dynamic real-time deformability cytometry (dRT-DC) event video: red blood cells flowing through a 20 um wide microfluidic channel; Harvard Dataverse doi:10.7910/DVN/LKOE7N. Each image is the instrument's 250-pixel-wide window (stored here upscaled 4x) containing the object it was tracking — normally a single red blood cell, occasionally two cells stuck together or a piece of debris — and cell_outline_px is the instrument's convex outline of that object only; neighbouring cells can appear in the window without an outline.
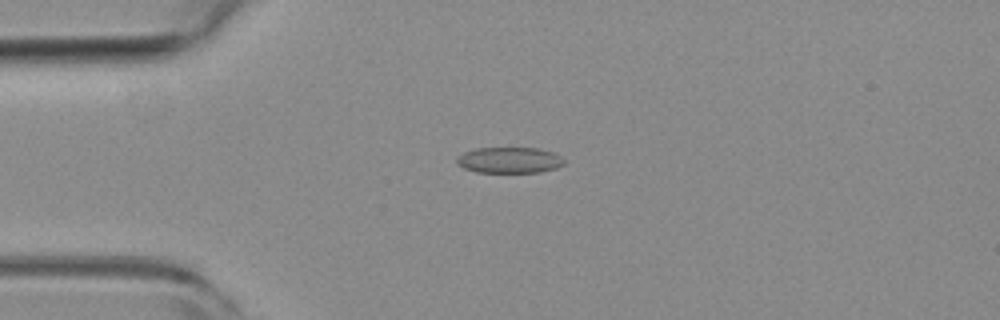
{"species": "common noctule bat (a hibernating species)", "species_latin": "Nyctalus noctula", "temperature_condition": "room temperature", "stored_images_in_passage": 54, "camera_frame_rate_fps": 3000, "um_per_image_px": 0.085, "animal": {"sex": "female", "body_mass_g": 19.3, "forearm_length_mm": 54.1}, "frame": {"image": 1, "passage_image": 13, "time_ms": 4.0, "image_size_px": [1000, 320], "cell_outline_px": [[564, 164], [556, 168], [540, 172], [476, 172], [464, 168], [456, 164], [456, 156], [464, 152], [476, 148], [540, 148], [552, 152], [560, 156], [564, 160]], "centroid_in_image_um": [43.27, 13.61], "position_along_channel_um": 41.7, "area_um2": 16.3}}
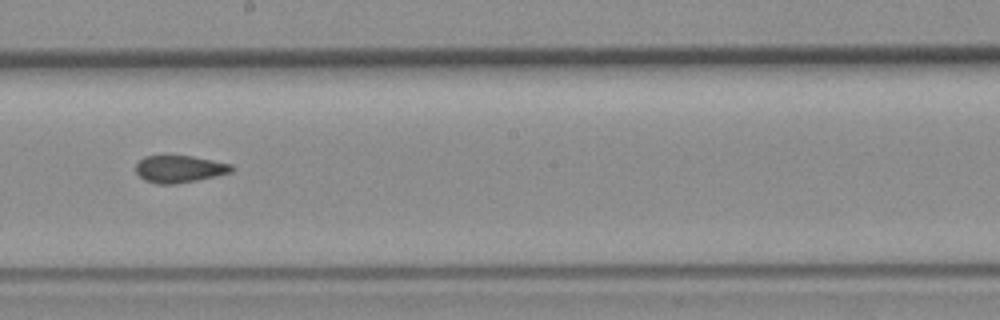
{"frame": {"image": 2, "passage_image": 30, "time_ms": 9.667, "image_size_px": [1000, 320], "cell_outline_px": [[236, 168], [232, 172], [216, 176], [176, 184], [156, 184], [144, 180], [136, 172], [136, 164], [144, 156], [192, 156], [232, 164]], "centroid_in_image_um": [15.27, 14.37], "position_along_channel_um": 232.9, "area_um2": 15.2}}
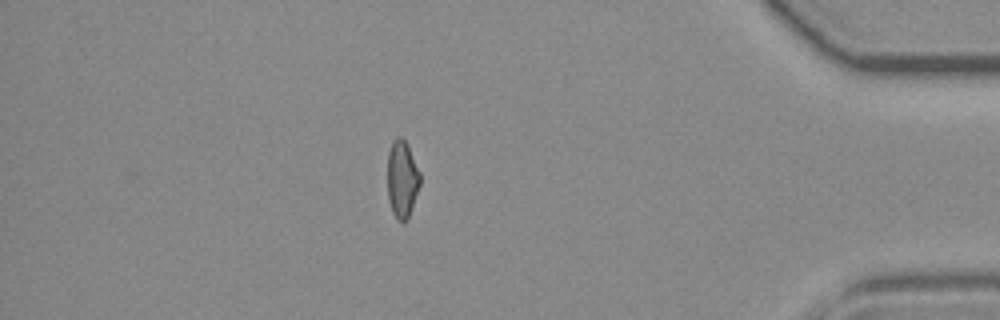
{"frame": {"image": 3, "passage_image": 47, "time_ms": 15.333, "image_size_px": [1000, 320], "cell_outline_px": [[420, 184], [408, 220], [404, 224], [400, 224], [396, 220], [392, 212], [388, 200], [388, 152], [392, 140], [396, 136], [400, 136], [408, 144], [420, 172]], "centroid_in_image_um": [34.18, 15.26], "position_along_channel_um": 401.0, "area_um2": 15.09}, "authors_computed_cell_mechanics": {"area_um2": 15.8083, "velocity_mm_per_s": 3.7538, "shape_relaxation_time_tau1_ms": null, "shape_relaxation_time_tau2_ms": 3.2519, "deformation_change_tau1": null, "deformation_change_tau2": 0.0966}}